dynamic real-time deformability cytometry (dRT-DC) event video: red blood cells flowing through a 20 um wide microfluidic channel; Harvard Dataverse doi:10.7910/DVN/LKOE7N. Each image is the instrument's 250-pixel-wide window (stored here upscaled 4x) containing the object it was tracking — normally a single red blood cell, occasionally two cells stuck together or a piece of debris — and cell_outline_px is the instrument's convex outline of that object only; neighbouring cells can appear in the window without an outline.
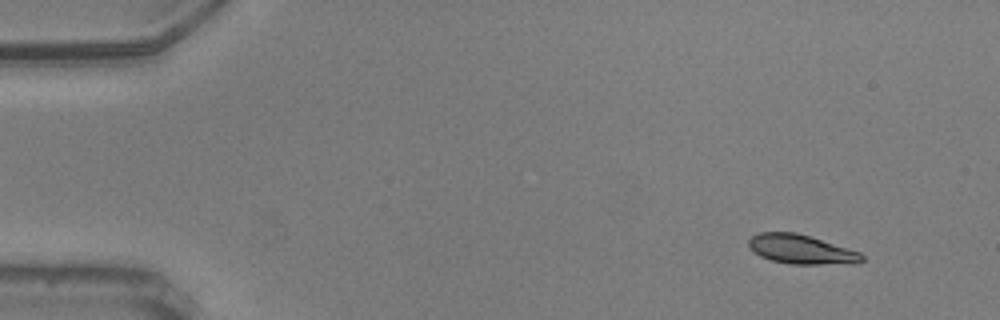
{"species": "common noctule bat (a hibernating species)", "species_latin": "Nyctalus noctula", "temperature_condition": "warm", "stored_images_in_passage": 52, "camera_frame_rate_fps": 3000, "um_per_image_px": 0.085, "animal": {"sex": "male", "body_mass_g": 20.5, "forearm_length_mm": 52.5}, "frame": {"image": 1, "passage_image": 1, "time_ms": 0.0, "image_size_px": [1000, 320], "cell_outline_px": [[864, 260], [856, 264], [792, 264], [772, 260], [760, 256], [752, 252], [748, 244], [748, 240], [752, 236], [760, 232], [796, 232], [860, 252], [864, 256]], "centroid_in_image_um": [68.1, 21.2], "position_along_channel_um": 16.9, "area_um2": 19.31}}
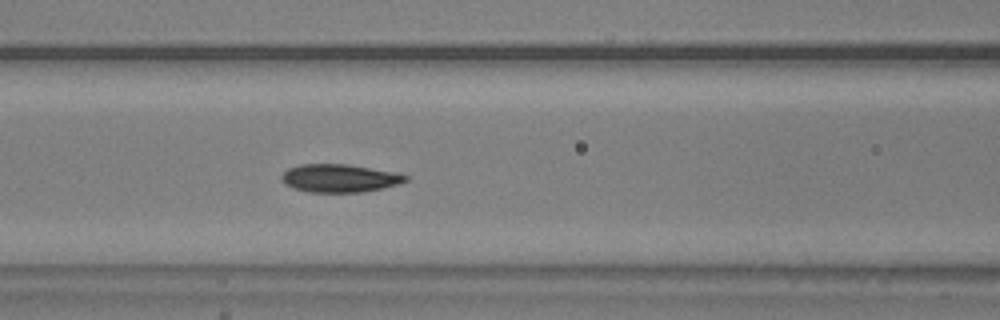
{"frame": {"image": 2, "passage_image": 20, "time_ms": 6.333, "image_size_px": [1000, 320], "cell_outline_px": [[408, 180], [396, 184], [380, 188], [360, 192], [308, 192], [284, 184], [280, 180], [280, 176], [288, 168], [300, 164], [348, 164], [396, 172], [408, 176]], "centroid_in_image_um": [28.82, 15.13], "position_along_channel_um": 137.8, "area_um2": 20.17}}
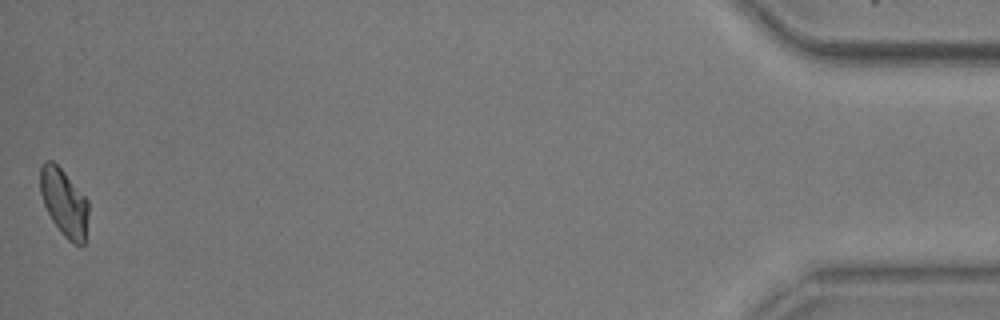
{"frame": {"image": 3, "passage_image": 52, "time_ms": 17.0, "image_size_px": [1000, 320], "cell_outline_px": [[88, 216], [84, 244], [80, 248], [72, 244], [64, 236], [52, 220], [44, 204], [40, 192], [40, 164], [44, 160], [52, 160], [64, 172], [88, 200]], "centroid_in_image_um": [5.45, 17.23], "position_along_channel_um": 429.8, "area_um2": 19.02}, "authors_computed_cell_mechanics": {"area_um2": 19.7387, "velocity_mm_per_s": 3.604, "shape_relaxation_time_tau1_ms": 8.7389, "shape_relaxation_time_tau2_ms": 3.3249, "deformation_change_tau1": 0.1748, "deformation_change_tau2": 0.0568}}